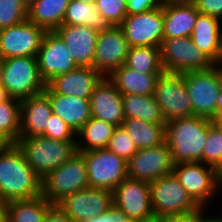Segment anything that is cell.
<instances>
[{"mask_svg": "<svg viewBox=\"0 0 222 222\" xmlns=\"http://www.w3.org/2000/svg\"><path fill=\"white\" fill-rule=\"evenodd\" d=\"M1 84L8 95L22 100L45 90L46 83L38 70L36 57H10L3 59Z\"/></svg>", "mask_w": 222, "mask_h": 222, "instance_id": "5b68a950", "label": "cell"}, {"mask_svg": "<svg viewBox=\"0 0 222 222\" xmlns=\"http://www.w3.org/2000/svg\"><path fill=\"white\" fill-rule=\"evenodd\" d=\"M222 21L216 17L198 14L191 32L193 43L216 64L222 62Z\"/></svg>", "mask_w": 222, "mask_h": 222, "instance_id": "d4e9b609", "label": "cell"}, {"mask_svg": "<svg viewBox=\"0 0 222 222\" xmlns=\"http://www.w3.org/2000/svg\"><path fill=\"white\" fill-rule=\"evenodd\" d=\"M199 13L222 21V0H192Z\"/></svg>", "mask_w": 222, "mask_h": 222, "instance_id": "ab89813d", "label": "cell"}, {"mask_svg": "<svg viewBox=\"0 0 222 222\" xmlns=\"http://www.w3.org/2000/svg\"><path fill=\"white\" fill-rule=\"evenodd\" d=\"M221 214V215H220ZM220 220H221V222H222V213L220 212L219 213V216H218V214L216 215Z\"/></svg>", "mask_w": 222, "mask_h": 222, "instance_id": "91938a15", "label": "cell"}, {"mask_svg": "<svg viewBox=\"0 0 222 222\" xmlns=\"http://www.w3.org/2000/svg\"><path fill=\"white\" fill-rule=\"evenodd\" d=\"M124 1H125L126 5H127L132 0H124Z\"/></svg>", "mask_w": 222, "mask_h": 222, "instance_id": "94428289", "label": "cell"}, {"mask_svg": "<svg viewBox=\"0 0 222 222\" xmlns=\"http://www.w3.org/2000/svg\"><path fill=\"white\" fill-rule=\"evenodd\" d=\"M2 67H3V58L0 56V83H1Z\"/></svg>", "mask_w": 222, "mask_h": 222, "instance_id": "6f0895ef", "label": "cell"}, {"mask_svg": "<svg viewBox=\"0 0 222 222\" xmlns=\"http://www.w3.org/2000/svg\"><path fill=\"white\" fill-rule=\"evenodd\" d=\"M62 24L84 25L98 32L114 26L111 21L99 13L96 4H88L79 0H70Z\"/></svg>", "mask_w": 222, "mask_h": 222, "instance_id": "83f0119b", "label": "cell"}, {"mask_svg": "<svg viewBox=\"0 0 222 222\" xmlns=\"http://www.w3.org/2000/svg\"><path fill=\"white\" fill-rule=\"evenodd\" d=\"M15 144L41 179L64 164L77 151L76 141L55 140L42 135L19 137Z\"/></svg>", "mask_w": 222, "mask_h": 222, "instance_id": "3957f363", "label": "cell"}, {"mask_svg": "<svg viewBox=\"0 0 222 222\" xmlns=\"http://www.w3.org/2000/svg\"><path fill=\"white\" fill-rule=\"evenodd\" d=\"M213 121L222 130V115L215 117V119Z\"/></svg>", "mask_w": 222, "mask_h": 222, "instance_id": "f907efd6", "label": "cell"}, {"mask_svg": "<svg viewBox=\"0 0 222 222\" xmlns=\"http://www.w3.org/2000/svg\"><path fill=\"white\" fill-rule=\"evenodd\" d=\"M42 136L61 141H76L75 131L54 113L49 117Z\"/></svg>", "mask_w": 222, "mask_h": 222, "instance_id": "f35d334b", "label": "cell"}, {"mask_svg": "<svg viewBox=\"0 0 222 222\" xmlns=\"http://www.w3.org/2000/svg\"><path fill=\"white\" fill-rule=\"evenodd\" d=\"M56 32L64 40L78 66L93 67L98 31L84 25L62 24Z\"/></svg>", "mask_w": 222, "mask_h": 222, "instance_id": "ffe728a7", "label": "cell"}, {"mask_svg": "<svg viewBox=\"0 0 222 222\" xmlns=\"http://www.w3.org/2000/svg\"><path fill=\"white\" fill-rule=\"evenodd\" d=\"M137 222H159V217L154 216V217H151L149 219L139 220Z\"/></svg>", "mask_w": 222, "mask_h": 222, "instance_id": "f5cc1de1", "label": "cell"}, {"mask_svg": "<svg viewBox=\"0 0 222 222\" xmlns=\"http://www.w3.org/2000/svg\"><path fill=\"white\" fill-rule=\"evenodd\" d=\"M164 38L190 37L199 14L192 0L163 4Z\"/></svg>", "mask_w": 222, "mask_h": 222, "instance_id": "603a6c76", "label": "cell"}, {"mask_svg": "<svg viewBox=\"0 0 222 222\" xmlns=\"http://www.w3.org/2000/svg\"><path fill=\"white\" fill-rule=\"evenodd\" d=\"M112 193L113 205L121 210L130 222L155 216L148 182L127 177Z\"/></svg>", "mask_w": 222, "mask_h": 222, "instance_id": "7c38bea8", "label": "cell"}, {"mask_svg": "<svg viewBox=\"0 0 222 222\" xmlns=\"http://www.w3.org/2000/svg\"><path fill=\"white\" fill-rule=\"evenodd\" d=\"M122 96L109 78L103 77L89 98L91 117L116 127L122 126L125 120Z\"/></svg>", "mask_w": 222, "mask_h": 222, "instance_id": "d6986e66", "label": "cell"}, {"mask_svg": "<svg viewBox=\"0 0 222 222\" xmlns=\"http://www.w3.org/2000/svg\"><path fill=\"white\" fill-rule=\"evenodd\" d=\"M122 106L126 118H137L150 123L166 124L153 95H123Z\"/></svg>", "mask_w": 222, "mask_h": 222, "instance_id": "1f68e13d", "label": "cell"}, {"mask_svg": "<svg viewBox=\"0 0 222 222\" xmlns=\"http://www.w3.org/2000/svg\"><path fill=\"white\" fill-rule=\"evenodd\" d=\"M70 0H36L28 10V20L46 31H56L63 22Z\"/></svg>", "mask_w": 222, "mask_h": 222, "instance_id": "4316f807", "label": "cell"}, {"mask_svg": "<svg viewBox=\"0 0 222 222\" xmlns=\"http://www.w3.org/2000/svg\"><path fill=\"white\" fill-rule=\"evenodd\" d=\"M88 4H96L97 0H79Z\"/></svg>", "mask_w": 222, "mask_h": 222, "instance_id": "680465c9", "label": "cell"}, {"mask_svg": "<svg viewBox=\"0 0 222 222\" xmlns=\"http://www.w3.org/2000/svg\"><path fill=\"white\" fill-rule=\"evenodd\" d=\"M58 205L73 222H83L106 212L113 205V193L89 186L67 196Z\"/></svg>", "mask_w": 222, "mask_h": 222, "instance_id": "ac0fdd59", "label": "cell"}, {"mask_svg": "<svg viewBox=\"0 0 222 222\" xmlns=\"http://www.w3.org/2000/svg\"><path fill=\"white\" fill-rule=\"evenodd\" d=\"M0 135L11 144L19 140L20 135V100L10 97L0 104Z\"/></svg>", "mask_w": 222, "mask_h": 222, "instance_id": "836d02e7", "label": "cell"}, {"mask_svg": "<svg viewBox=\"0 0 222 222\" xmlns=\"http://www.w3.org/2000/svg\"><path fill=\"white\" fill-rule=\"evenodd\" d=\"M44 222H73L59 205H53L47 212Z\"/></svg>", "mask_w": 222, "mask_h": 222, "instance_id": "ee69618b", "label": "cell"}, {"mask_svg": "<svg viewBox=\"0 0 222 222\" xmlns=\"http://www.w3.org/2000/svg\"><path fill=\"white\" fill-rule=\"evenodd\" d=\"M138 149L157 147L165 143V124L126 118L122 125Z\"/></svg>", "mask_w": 222, "mask_h": 222, "instance_id": "f546056e", "label": "cell"}, {"mask_svg": "<svg viewBox=\"0 0 222 222\" xmlns=\"http://www.w3.org/2000/svg\"><path fill=\"white\" fill-rule=\"evenodd\" d=\"M44 92L49 96L52 112L69 125L75 133L91 118L89 98L59 95L48 85Z\"/></svg>", "mask_w": 222, "mask_h": 222, "instance_id": "cb8c5ba5", "label": "cell"}, {"mask_svg": "<svg viewBox=\"0 0 222 222\" xmlns=\"http://www.w3.org/2000/svg\"><path fill=\"white\" fill-rule=\"evenodd\" d=\"M20 1L28 9L36 0H20Z\"/></svg>", "mask_w": 222, "mask_h": 222, "instance_id": "816d5d0a", "label": "cell"}, {"mask_svg": "<svg viewBox=\"0 0 222 222\" xmlns=\"http://www.w3.org/2000/svg\"><path fill=\"white\" fill-rule=\"evenodd\" d=\"M207 210L202 209L200 212L184 215L161 216L159 222H201L202 215Z\"/></svg>", "mask_w": 222, "mask_h": 222, "instance_id": "7bdbcfd3", "label": "cell"}, {"mask_svg": "<svg viewBox=\"0 0 222 222\" xmlns=\"http://www.w3.org/2000/svg\"><path fill=\"white\" fill-rule=\"evenodd\" d=\"M213 216H210V215H206V212L202 215V218H201V222H221V220L216 217H214V214H211Z\"/></svg>", "mask_w": 222, "mask_h": 222, "instance_id": "c3c4849f", "label": "cell"}, {"mask_svg": "<svg viewBox=\"0 0 222 222\" xmlns=\"http://www.w3.org/2000/svg\"><path fill=\"white\" fill-rule=\"evenodd\" d=\"M116 126L91 117L76 133L77 151L107 148Z\"/></svg>", "mask_w": 222, "mask_h": 222, "instance_id": "f1b7e54d", "label": "cell"}, {"mask_svg": "<svg viewBox=\"0 0 222 222\" xmlns=\"http://www.w3.org/2000/svg\"><path fill=\"white\" fill-rule=\"evenodd\" d=\"M127 14L146 13L163 6L159 0H132L127 5Z\"/></svg>", "mask_w": 222, "mask_h": 222, "instance_id": "60d3db41", "label": "cell"}, {"mask_svg": "<svg viewBox=\"0 0 222 222\" xmlns=\"http://www.w3.org/2000/svg\"><path fill=\"white\" fill-rule=\"evenodd\" d=\"M96 8L114 26H119L128 15L124 0H97Z\"/></svg>", "mask_w": 222, "mask_h": 222, "instance_id": "74e56055", "label": "cell"}, {"mask_svg": "<svg viewBox=\"0 0 222 222\" xmlns=\"http://www.w3.org/2000/svg\"><path fill=\"white\" fill-rule=\"evenodd\" d=\"M41 180L16 144L9 145L0 154L1 200L10 202L40 196Z\"/></svg>", "mask_w": 222, "mask_h": 222, "instance_id": "6da1fadb", "label": "cell"}, {"mask_svg": "<svg viewBox=\"0 0 222 222\" xmlns=\"http://www.w3.org/2000/svg\"><path fill=\"white\" fill-rule=\"evenodd\" d=\"M103 76L94 67H82L53 78L47 85L57 94L90 98Z\"/></svg>", "mask_w": 222, "mask_h": 222, "instance_id": "7402d4cb", "label": "cell"}, {"mask_svg": "<svg viewBox=\"0 0 222 222\" xmlns=\"http://www.w3.org/2000/svg\"><path fill=\"white\" fill-rule=\"evenodd\" d=\"M10 98L5 87L0 83V104L7 101Z\"/></svg>", "mask_w": 222, "mask_h": 222, "instance_id": "7dc6e473", "label": "cell"}, {"mask_svg": "<svg viewBox=\"0 0 222 222\" xmlns=\"http://www.w3.org/2000/svg\"><path fill=\"white\" fill-rule=\"evenodd\" d=\"M203 146L202 163L219 171L222 168V130L214 121L208 126Z\"/></svg>", "mask_w": 222, "mask_h": 222, "instance_id": "e575fe53", "label": "cell"}, {"mask_svg": "<svg viewBox=\"0 0 222 222\" xmlns=\"http://www.w3.org/2000/svg\"><path fill=\"white\" fill-rule=\"evenodd\" d=\"M213 121L192 115L171 119L165 124V142L171 149L174 164L202 162L208 126Z\"/></svg>", "mask_w": 222, "mask_h": 222, "instance_id": "7a4b0ae2", "label": "cell"}, {"mask_svg": "<svg viewBox=\"0 0 222 222\" xmlns=\"http://www.w3.org/2000/svg\"><path fill=\"white\" fill-rule=\"evenodd\" d=\"M149 185L152 209L157 217L197 213L202 210L173 173L162 176Z\"/></svg>", "mask_w": 222, "mask_h": 222, "instance_id": "8992f818", "label": "cell"}, {"mask_svg": "<svg viewBox=\"0 0 222 222\" xmlns=\"http://www.w3.org/2000/svg\"><path fill=\"white\" fill-rule=\"evenodd\" d=\"M218 176H219V190L221 193V190H222V168L218 171Z\"/></svg>", "mask_w": 222, "mask_h": 222, "instance_id": "db71d44e", "label": "cell"}, {"mask_svg": "<svg viewBox=\"0 0 222 222\" xmlns=\"http://www.w3.org/2000/svg\"><path fill=\"white\" fill-rule=\"evenodd\" d=\"M84 156L89 186L113 191L127 175V162L107 148L78 151Z\"/></svg>", "mask_w": 222, "mask_h": 222, "instance_id": "30bf717a", "label": "cell"}, {"mask_svg": "<svg viewBox=\"0 0 222 222\" xmlns=\"http://www.w3.org/2000/svg\"><path fill=\"white\" fill-rule=\"evenodd\" d=\"M174 162L167 143L157 147L138 149L127 161L129 178L151 183L173 172Z\"/></svg>", "mask_w": 222, "mask_h": 222, "instance_id": "5bb4252c", "label": "cell"}, {"mask_svg": "<svg viewBox=\"0 0 222 222\" xmlns=\"http://www.w3.org/2000/svg\"><path fill=\"white\" fill-rule=\"evenodd\" d=\"M52 113L49 96L44 91L20 100L19 137L42 135Z\"/></svg>", "mask_w": 222, "mask_h": 222, "instance_id": "44dd1931", "label": "cell"}, {"mask_svg": "<svg viewBox=\"0 0 222 222\" xmlns=\"http://www.w3.org/2000/svg\"><path fill=\"white\" fill-rule=\"evenodd\" d=\"M153 96L165 122L193 115L192 103L181 74L168 72L161 74Z\"/></svg>", "mask_w": 222, "mask_h": 222, "instance_id": "8fae6325", "label": "cell"}, {"mask_svg": "<svg viewBox=\"0 0 222 222\" xmlns=\"http://www.w3.org/2000/svg\"><path fill=\"white\" fill-rule=\"evenodd\" d=\"M36 58L40 77L46 85L53 78L79 67L64 40L56 31L45 33Z\"/></svg>", "mask_w": 222, "mask_h": 222, "instance_id": "9a60e30c", "label": "cell"}, {"mask_svg": "<svg viewBox=\"0 0 222 222\" xmlns=\"http://www.w3.org/2000/svg\"><path fill=\"white\" fill-rule=\"evenodd\" d=\"M41 183V195L53 205L76 191L89 187L84 156L76 151L64 164L48 173Z\"/></svg>", "mask_w": 222, "mask_h": 222, "instance_id": "277c9868", "label": "cell"}, {"mask_svg": "<svg viewBox=\"0 0 222 222\" xmlns=\"http://www.w3.org/2000/svg\"><path fill=\"white\" fill-rule=\"evenodd\" d=\"M161 62L165 72L183 74L191 71L207 70L215 63L200 50L191 37L163 38Z\"/></svg>", "mask_w": 222, "mask_h": 222, "instance_id": "52a82bcc", "label": "cell"}, {"mask_svg": "<svg viewBox=\"0 0 222 222\" xmlns=\"http://www.w3.org/2000/svg\"><path fill=\"white\" fill-rule=\"evenodd\" d=\"M161 74L138 72L123 65L108 78L122 95H153Z\"/></svg>", "mask_w": 222, "mask_h": 222, "instance_id": "484cf974", "label": "cell"}, {"mask_svg": "<svg viewBox=\"0 0 222 222\" xmlns=\"http://www.w3.org/2000/svg\"><path fill=\"white\" fill-rule=\"evenodd\" d=\"M8 202L0 199V222H7Z\"/></svg>", "mask_w": 222, "mask_h": 222, "instance_id": "f6af8a7d", "label": "cell"}, {"mask_svg": "<svg viewBox=\"0 0 222 222\" xmlns=\"http://www.w3.org/2000/svg\"><path fill=\"white\" fill-rule=\"evenodd\" d=\"M53 206L42 195L8 202L7 222H44L48 210Z\"/></svg>", "mask_w": 222, "mask_h": 222, "instance_id": "4dcf8cb0", "label": "cell"}, {"mask_svg": "<svg viewBox=\"0 0 222 222\" xmlns=\"http://www.w3.org/2000/svg\"><path fill=\"white\" fill-rule=\"evenodd\" d=\"M83 222H130L125 214L112 205L106 212Z\"/></svg>", "mask_w": 222, "mask_h": 222, "instance_id": "b9f144b4", "label": "cell"}, {"mask_svg": "<svg viewBox=\"0 0 222 222\" xmlns=\"http://www.w3.org/2000/svg\"><path fill=\"white\" fill-rule=\"evenodd\" d=\"M47 31L28 19L17 25L0 29V56L37 57Z\"/></svg>", "mask_w": 222, "mask_h": 222, "instance_id": "4fadbf2b", "label": "cell"}, {"mask_svg": "<svg viewBox=\"0 0 222 222\" xmlns=\"http://www.w3.org/2000/svg\"><path fill=\"white\" fill-rule=\"evenodd\" d=\"M172 173L202 209L208 208L220 192L218 171L202 162L174 164Z\"/></svg>", "mask_w": 222, "mask_h": 222, "instance_id": "ba28073f", "label": "cell"}, {"mask_svg": "<svg viewBox=\"0 0 222 222\" xmlns=\"http://www.w3.org/2000/svg\"><path fill=\"white\" fill-rule=\"evenodd\" d=\"M130 47H160L163 35V8L127 15L119 25Z\"/></svg>", "mask_w": 222, "mask_h": 222, "instance_id": "2e32d148", "label": "cell"}, {"mask_svg": "<svg viewBox=\"0 0 222 222\" xmlns=\"http://www.w3.org/2000/svg\"><path fill=\"white\" fill-rule=\"evenodd\" d=\"M222 115V86L217 98V108H216V117Z\"/></svg>", "mask_w": 222, "mask_h": 222, "instance_id": "bcb514c9", "label": "cell"}, {"mask_svg": "<svg viewBox=\"0 0 222 222\" xmlns=\"http://www.w3.org/2000/svg\"><path fill=\"white\" fill-rule=\"evenodd\" d=\"M107 149L123 158L126 162L137 152L135 142L123 126L116 127L109 140Z\"/></svg>", "mask_w": 222, "mask_h": 222, "instance_id": "8d00e7d4", "label": "cell"}, {"mask_svg": "<svg viewBox=\"0 0 222 222\" xmlns=\"http://www.w3.org/2000/svg\"><path fill=\"white\" fill-rule=\"evenodd\" d=\"M162 4H166V3H172V2H177V1H181V0H159Z\"/></svg>", "mask_w": 222, "mask_h": 222, "instance_id": "9f6ffc18", "label": "cell"}, {"mask_svg": "<svg viewBox=\"0 0 222 222\" xmlns=\"http://www.w3.org/2000/svg\"><path fill=\"white\" fill-rule=\"evenodd\" d=\"M125 65L143 73H164L161 62L160 47H130Z\"/></svg>", "mask_w": 222, "mask_h": 222, "instance_id": "d6a6232c", "label": "cell"}, {"mask_svg": "<svg viewBox=\"0 0 222 222\" xmlns=\"http://www.w3.org/2000/svg\"><path fill=\"white\" fill-rule=\"evenodd\" d=\"M11 143L0 135V154L9 146Z\"/></svg>", "mask_w": 222, "mask_h": 222, "instance_id": "681fc988", "label": "cell"}, {"mask_svg": "<svg viewBox=\"0 0 222 222\" xmlns=\"http://www.w3.org/2000/svg\"><path fill=\"white\" fill-rule=\"evenodd\" d=\"M28 19V10L20 0H0V29Z\"/></svg>", "mask_w": 222, "mask_h": 222, "instance_id": "d590c367", "label": "cell"}, {"mask_svg": "<svg viewBox=\"0 0 222 222\" xmlns=\"http://www.w3.org/2000/svg\"><path fill=\"white\" fill-rule=\"evenodd\" d=\"M218 70H219L221 86H222V62L218 63Z\"/></svg>", "mask_w": 222, "mask_h": 222, "instance_id": "11a10c76", "label": "cell"}, {"mask_svg": "<svg viewBox=\"0 0 222 222\" xmlns=\"http://www.w3.org/2000/svg\"><path fill=\"white\" fill-rule=\"evenodd\" d=\"M192 103L193 115L214 120L221 87L218 63L207 70L181 74Z\"/></svg>", "mask_w": 222, "mask_h": 222, "instance_id": "9c48e42d", "label": "cell"}, {"mask_svg": "<svg viewBox=\"0 0 222 222\" xmlns=\"http://www.w3.org/2000/svg\"><path fill=\"white\" fill-rule=\"evenodd\" d=\"M129 43L120 26L98 33L93 67L103 76L108 77L113 71L125 65Z\"/></svg>", "mask_w": 222, "mask_h": 222, "instance_id": "e0dca14e", "label": "cell"}]
</instances>
